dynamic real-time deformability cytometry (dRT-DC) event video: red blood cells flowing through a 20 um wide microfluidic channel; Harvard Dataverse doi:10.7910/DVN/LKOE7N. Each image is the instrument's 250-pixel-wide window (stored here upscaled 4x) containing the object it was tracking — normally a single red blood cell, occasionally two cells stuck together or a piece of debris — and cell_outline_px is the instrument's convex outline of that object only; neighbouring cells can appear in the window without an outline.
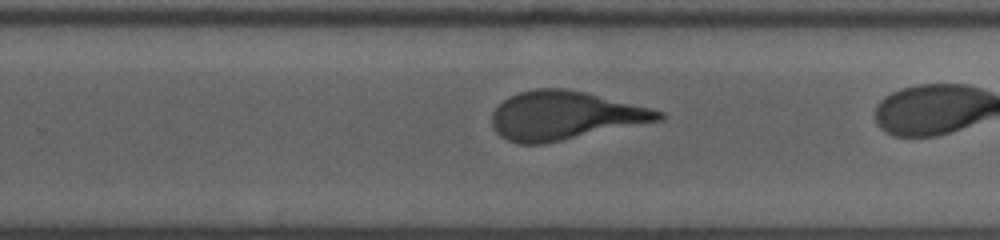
{"species": "human", "species_latin": "Homo sapiens", "temperature_condition": "room temperature", "stored_images_in_passage": 25, "camera_frame_rate_fps": 3000, "um_per_image_px": 0.085, "donor": {"sex": "male"}, "frame": {"image": 1, "passage_image": 22, "time_ms": 7.667, "image_size_px": [1000, 240], "cell_outline_px": [[664, 120], [540, 144], [520, 144], [508, 140], [500, 136], [496, 132], [492, 124], [492, 112], [508, 96], [520, 92], [536, 88], [568, 88], [664, 112]], "centroid_in_image_um": [47.97, 9.82], "position_along_channel_um": 281.8, "area_um2": 46.64}}
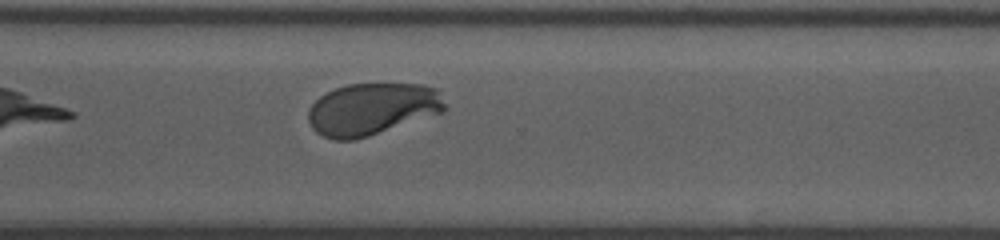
{"frame": {"image": 2, "passage_image": 25, "time_ms": 10.0, "image_size_px": [1000, 240], "cell_outline_px": [[448, 108], [440, 112], [368, 136], [352, 140], [332, 140], [316, 132], [312, 128], [308, 120], [308, 108], [320, 96], [336, 88], [348, 84], [424, 84], [440, 88]], "centroid_in_image_um": [31.64, 9.25], "position_along_channel_um": 339.0, "area_um2": 41.44}}